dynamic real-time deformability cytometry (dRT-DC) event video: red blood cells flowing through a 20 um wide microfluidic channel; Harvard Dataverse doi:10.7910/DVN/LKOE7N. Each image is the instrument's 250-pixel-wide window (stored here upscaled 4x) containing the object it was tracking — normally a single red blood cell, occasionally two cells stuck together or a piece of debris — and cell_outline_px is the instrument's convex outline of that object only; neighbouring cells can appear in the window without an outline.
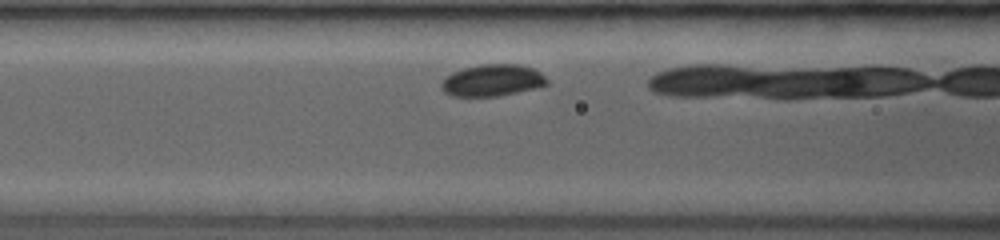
{"species": "common noctule bat (a hibernating species)", "species_latin": "Nyctalus noctula", "temperature_condition": "room temperature", "stored_images_in_passage": 8, "camera_frame_rate_fps": 3500, "um_per_image_px": 0.085, "animal": {"sex": "female", "body_mass_g": 19.0, "forearm_length_mm": 53.3}, "frame": {"image": 1, "passage_image": 7, "time_ms": 1.714, "image_size_px": [1000, 240], "cell_outline_px": [[548, 84], [532, 88], [496, 96], [456, 96], [444, 92], [440, 84], [444, 76], [452, 72], [464, 68], [480, 64], [520, 64], [532, 68], [540, 72], [548, 80]], "centroid_in_image_um": [41.81, 6.81], "position_along_channel_um": 124.8, "area_um2": 19.36}}